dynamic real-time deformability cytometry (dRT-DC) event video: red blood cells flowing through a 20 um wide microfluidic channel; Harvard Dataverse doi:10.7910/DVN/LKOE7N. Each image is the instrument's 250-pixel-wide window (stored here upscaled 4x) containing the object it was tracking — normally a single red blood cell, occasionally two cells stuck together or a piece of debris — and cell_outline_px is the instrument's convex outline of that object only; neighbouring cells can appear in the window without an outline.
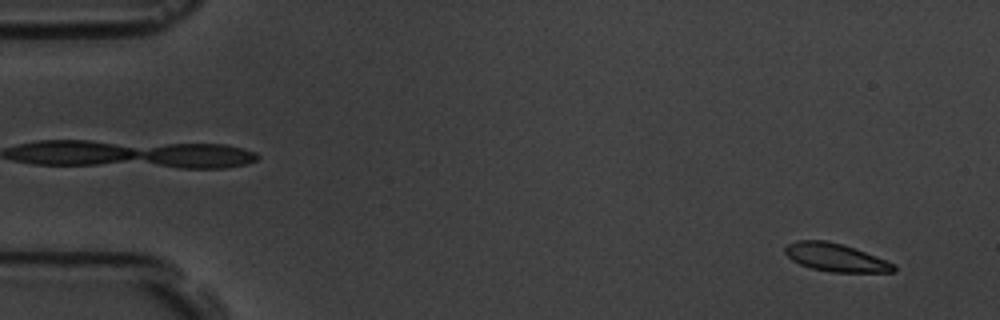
{"species": "common noctule bat (a hibernating species)", "species_latin": "Nyctalus noctula", "temperature_condition": "room temperature", "stored_images_in_passage": 6, "camera_frame_rate_fps": 3000, "um_per_image_px": 0.085, "animal": {"sex": "male", "body_mass_g": 19.5, "forearm_length_mm": 54.6}, "frame": {"image": 1, "passage_image": 1, "time_ms": 0.0, "image_size_px": [1000, 320], "cell_outline_px": [[896, 272], [832, 272], [812, 268], [800, 264], [792, 260], [784, 252], [784, 248], [788, 244], [796, 240], [828, 240], [876, 256], [896, 264]], "centroid_in_image_um": [71.03, 21.89], "position_along_channel_um": 14.0, "area_um2": 17.63}}
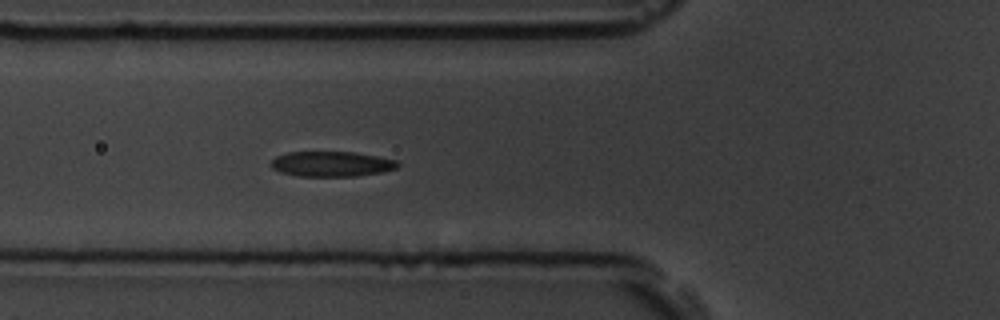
{"frame": {"image": 2, "passage_image": 6, "time_ms": 5.667, "image_size_px": [1000, 320], "cell_outline_px": [[400, 164], [396, 168], [380, 172], [356, 176], [300, 176], [280, 172], [272, 168], [268, 164], [276, 156], [288, 152], [356, 152], [400, 160]], "centroid_in_image_um": [28.19, 13.93], "position_along_channel_um": 97.6, "area_um2": 18.73}}